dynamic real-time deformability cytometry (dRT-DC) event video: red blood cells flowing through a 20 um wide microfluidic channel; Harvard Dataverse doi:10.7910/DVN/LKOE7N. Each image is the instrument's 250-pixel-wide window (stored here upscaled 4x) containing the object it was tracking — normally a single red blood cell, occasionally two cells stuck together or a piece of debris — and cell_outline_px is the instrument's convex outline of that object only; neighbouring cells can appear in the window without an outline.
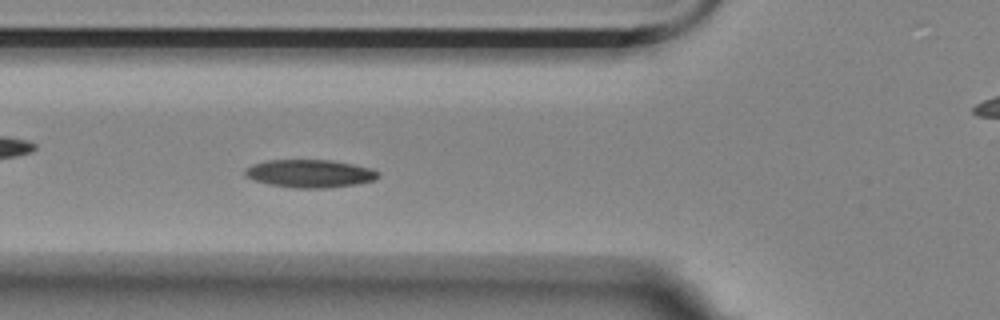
{"species": "Egyptian fruit bat (a non-hibernating species)", "species_latin": "Rousettus aegyptiacus", "temperature_condition": "room temperature", "stored_images_in_passage": 57, "camera_frame_rate_fps": 3000, "um_per_image_px": 0.085, "animal": {"sex": "female"}, "frame": {"image": 1, "passage_image": 19, "time_ms": 6.0, "image_size_px": [1000, 320], "cell_outline_px": [[380, 176], [376, 180], [356, 184], [324, 188], [296, 188], [268, 184], [244, 176], [244, 168], [252, 164], [268, 160], [332, 160], [372, 168], [380, 172]], "centroid_in_image_um": [26.35, 14.75], "position_along_channel_um": 99.5, "area_um2": 21.79}}
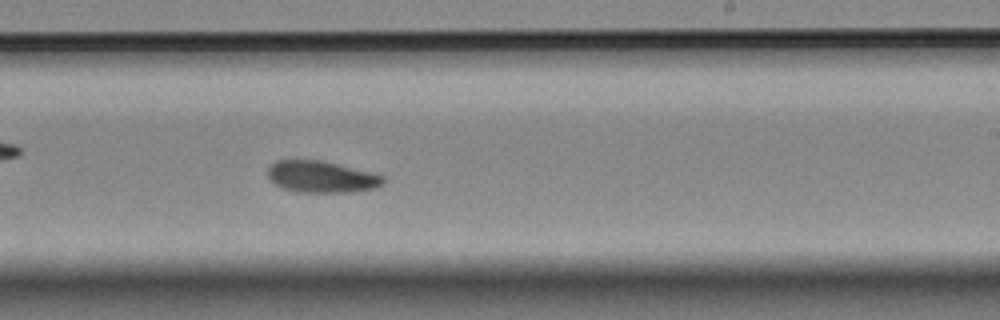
{"frame": {"image": 2, "passage_image": 33, "time_ms": 10.667, "image_size_px": [1000, 320], "cell_outline_px": [[384, 184], [376, 188], [352, 192], [296, 192], [280, 188], [272, 184], [268, 180], [268, 168], [276, 160], [320, 160], [384, 176]], "centroid_in_image_um": [27.26, 15.05], "position_along_channel_um": 261.7, "area_um2": 21.33}}
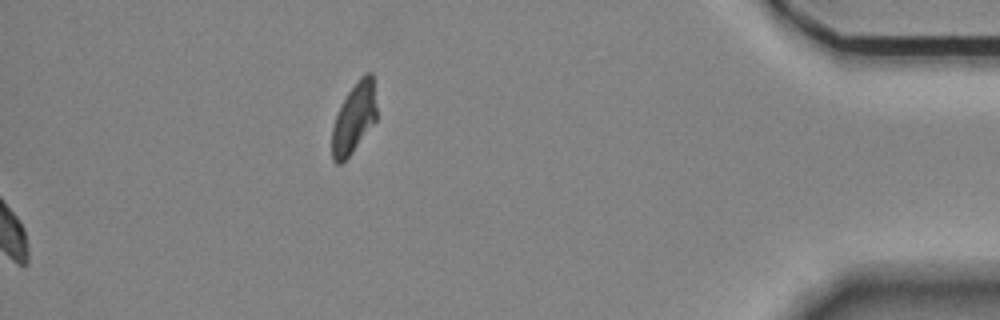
{"frame": {"image": 3, "passage_image": 57, "time_ms": 18.667, "image_size_px": [1000, 320], "cell_outline_px": [[376, 120], [352, 152], [340, 164], [336, 164], [332, 160], [332, 128], [340, 104], [356, 80], [364, 72], [372, 72], [376, 108]], "centroid_in_image_um": [30.08, 10.01], "position_along_channel_um": 405.1, "area_um2": 18.21}, "authors_computed_cell_mechanics": {"area_um2": 20.9236, "velocity_mm_per_s": 3.4804, "shape_relaxation_time_tau1_ms": 5.372, "shape_relaxation_time_tau2_ms": 10.8551, "deformation_change_tau1": 0.1116, "deformation_change_tau2": 0.1625}}